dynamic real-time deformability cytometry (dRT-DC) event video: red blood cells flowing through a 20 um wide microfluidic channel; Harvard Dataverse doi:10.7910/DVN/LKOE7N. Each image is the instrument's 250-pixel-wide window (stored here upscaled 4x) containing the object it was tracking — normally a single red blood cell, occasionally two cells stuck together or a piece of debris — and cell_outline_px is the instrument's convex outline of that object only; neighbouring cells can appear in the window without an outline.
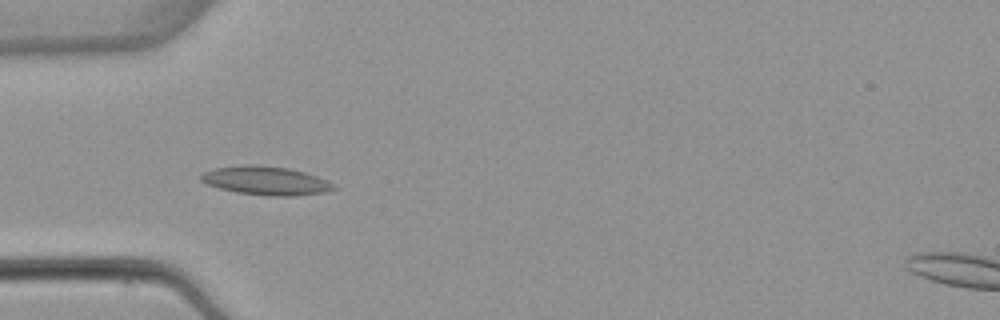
{"species": "common noctule bat (a hibernating species)", "species_latin": "Nyctalus noctula", "temperature_condition": "warm", "stored_images_in_passage": 6, "camera_frame_rate_fps": 3000, "um_per_image_px": 0.085, "animal": {"sex": "female", "body_mass_g": 22.7, "forearm_length_mm": 54.2}, "frame": {"image": 1, "passage_image": 5, "time_ms": 4.667, "image_size_px": [1000, 320], "cell_outline_px": [[336, 188], [328, 192], [296, 196], [268, 196], [236, 192], [220, 188], [208, 184], [200, 180], [200, 176], [204, 172], [212, 168], [244, 164], [252, 164], [288, 168], [304, 172], [316, 176], [336, 184]], "centroid_in_image_um": [22.61, 15.36], "position_along_channel_um": 62.4, "area_um2": 22.31}}
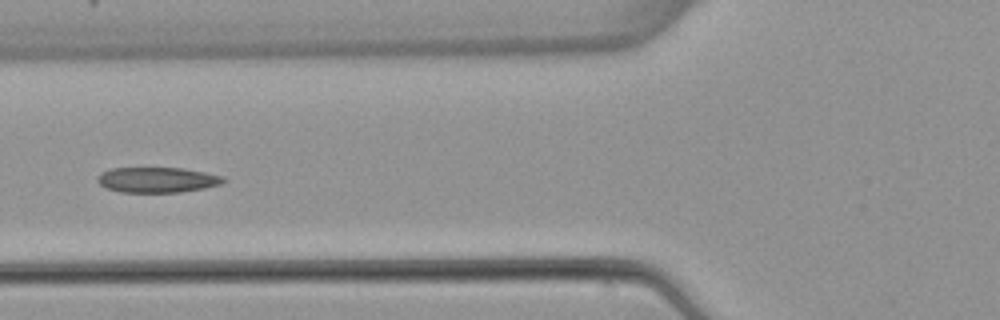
{"frame": {"image": 2, "passage_image": 6, "time_ms": 6.0, "image_size_px": [1000, 320], "cell_outline_px": [[228, 180], [220, 184], [204, 188], [180, 192], [120, 192], [104, 188], [96, 180], [96, 176], [100, 172], [112, 168], [184, 168], [204, 172], [220, 176]], "centroid_in_image_um": [13.3, 15.29], "position_along_channel_um": 112.5, "area_um2": 18.67}}